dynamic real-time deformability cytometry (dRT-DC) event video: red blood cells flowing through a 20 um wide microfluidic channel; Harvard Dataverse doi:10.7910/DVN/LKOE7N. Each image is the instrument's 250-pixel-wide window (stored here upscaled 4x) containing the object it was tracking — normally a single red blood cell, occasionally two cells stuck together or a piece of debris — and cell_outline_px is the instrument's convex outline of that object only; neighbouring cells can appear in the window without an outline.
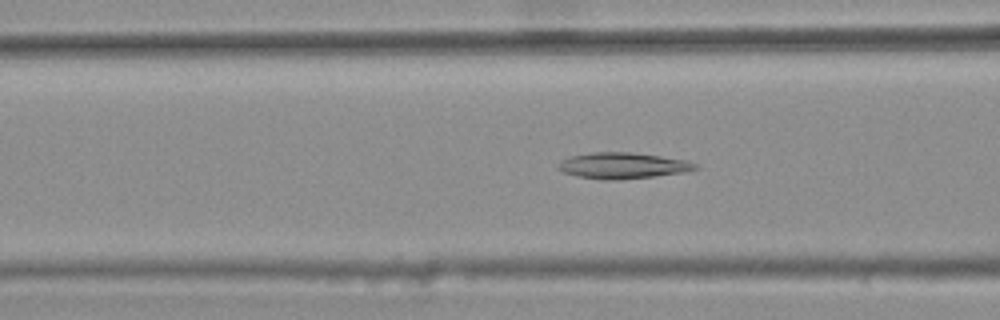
{"species": "common noctule bat (a hibernating species)", "species_latin": "Nyctalus noctula", "temperature_condition": "warm", "stored_images_in_passage": 34, "camera_frame_rate_fps": 3000, "um_per_image_px": 0.085, "animal": {"sex": "female", "body_mass_g": 25.1}, "frame": {"image": 1, "passage_image": 8, "time_ms": 2.333, "image_size_px": [1000, 320], "cell_outline_px": [[700, 168], [684, 172], [620, 180], [604, 180], [580, 176], [564, 172], [556, 168], [556, 164], [560, 160], [568, 156], [592, 152], [632, 152], [688, 160], [696, 164]], "centroid_in_image_um": [52.9, 14.06], "position_along_channel_um": 113.7, "area_um2": 20.92}}
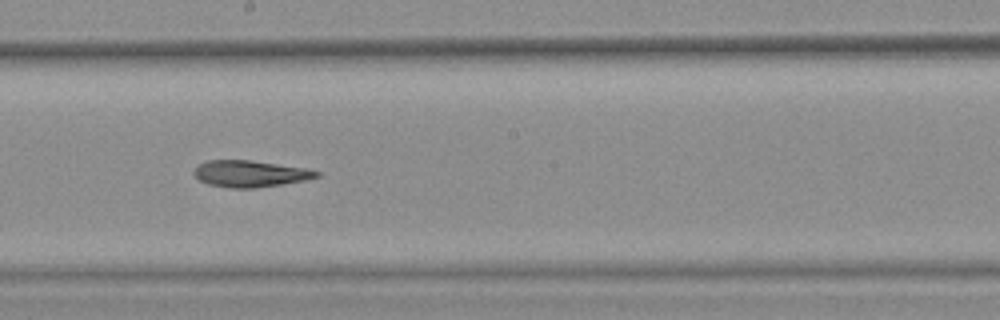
{"frame": {"image": 2, "passage_image": 17, "time_ms": 5.333, "image_size_px": [1000, 320], "cell_outline_px": [[320, 176], [304, 180], [256, 188], [232, 188], [208, 184], [200, 180], [192, 172], [200, 164], [208, 160], [248, 160], [308, 168], [320, 172]], "centroid_in_image_um": [21.27, 14.76], "position_along_channel_um": 226.9, "area_um2": 18.79}}
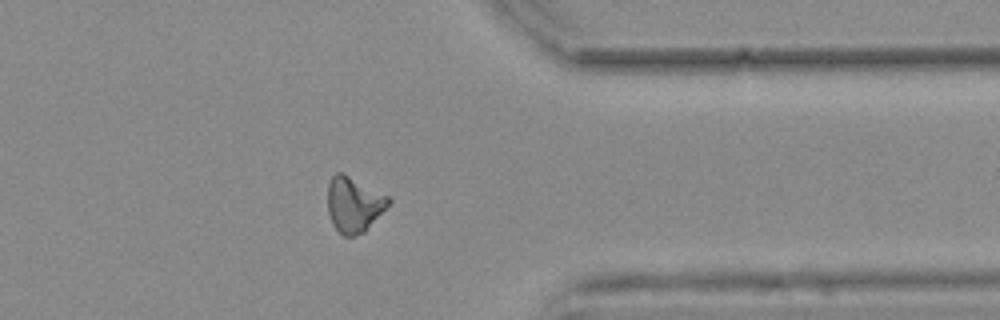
{"frame": {"image": 3, "passage_image": 30, "time_ms": 9.667, "image_size_px": [1000, 320], "cell_outline_px": [[392, 200], [364, 232], [356, 236], [344, 236], [332, 224], [328, 212], [328, 184], [332, 176], [336, 172], [344, 172], [388, 196]], "centroid_in_image_um": [30.06, 17.36], "position_along_channel_um": 381.3, "area_um2": 19.54}}